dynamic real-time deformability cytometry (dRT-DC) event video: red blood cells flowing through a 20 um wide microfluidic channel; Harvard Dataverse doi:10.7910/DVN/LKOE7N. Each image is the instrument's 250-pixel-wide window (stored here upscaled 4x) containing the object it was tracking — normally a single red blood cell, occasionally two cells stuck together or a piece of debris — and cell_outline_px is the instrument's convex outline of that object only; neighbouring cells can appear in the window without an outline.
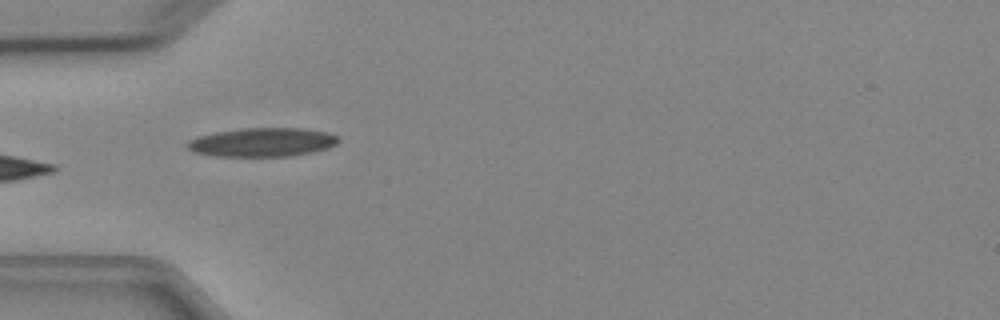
{"species": "Egyptian fruit bat (a non-hibernating species)", "species_latin": "Rousettus aegyptiacus", "temperature_condition": "cold", "stored_images_in_passage": 7, "camera_frame_rate_fps": 3000, "um_per_image_px": 0.085, "animal": {"sex": "female"}, "frame": {"image": 1, "passage_image": 5, "time_ms": 4.667, "image_size_px": [1000, 320], "cell_outline_px": [[340, 140], [336, 144], [328, 148], [312, 152], [288, 156], [212, 156], [192, 152], [184, 144], [188, 140], [200, 136], [216, 132], [244, 128], [304, 128], [328, 132], [336, 136]], "centroid_in_image_um": [22.28, 12.09], "position_along_channel_um": 62.7, "area_um2": 25.43}}